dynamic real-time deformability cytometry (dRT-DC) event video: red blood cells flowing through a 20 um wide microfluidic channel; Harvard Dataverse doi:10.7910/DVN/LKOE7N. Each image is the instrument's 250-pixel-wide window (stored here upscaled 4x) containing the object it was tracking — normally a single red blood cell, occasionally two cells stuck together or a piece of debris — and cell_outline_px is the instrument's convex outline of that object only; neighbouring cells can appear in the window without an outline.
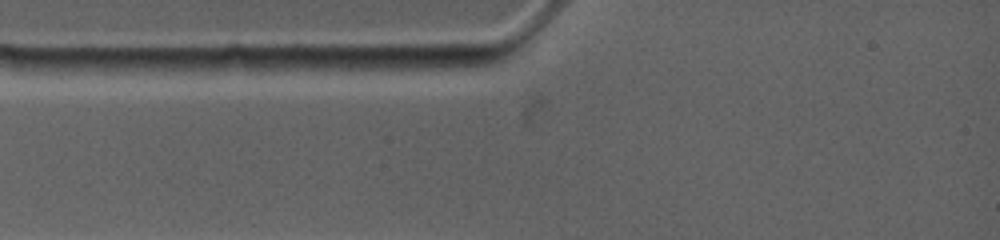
{"species": "common noctule bat (a hibernating species)", "species_latin": "Nyctalus noctula", "temperature_condition": "warm", "stored_images_in_passage": 1, "camera_frame_rate_fps": 4500, "um_per_image_px": 0.085, "animal": {"sex": "female", "body_mass_g": 19.0, "forearm_length_mm": 53.3}, "frame": {"image": 1, "passage_image": 1, "time_ms": 0.0, "image_size_px": [1000, 240], "cell_outline_px": [[260, 68], [168, 76], [156, 76], [136, 68], [132, 64], [132, 60], [228, 56], [244, 56], [260, 64]], "centroid_in_image_um": [16.51, 5.55], "position_along_channel_um": 68.5, "area_um2": 13.12}}